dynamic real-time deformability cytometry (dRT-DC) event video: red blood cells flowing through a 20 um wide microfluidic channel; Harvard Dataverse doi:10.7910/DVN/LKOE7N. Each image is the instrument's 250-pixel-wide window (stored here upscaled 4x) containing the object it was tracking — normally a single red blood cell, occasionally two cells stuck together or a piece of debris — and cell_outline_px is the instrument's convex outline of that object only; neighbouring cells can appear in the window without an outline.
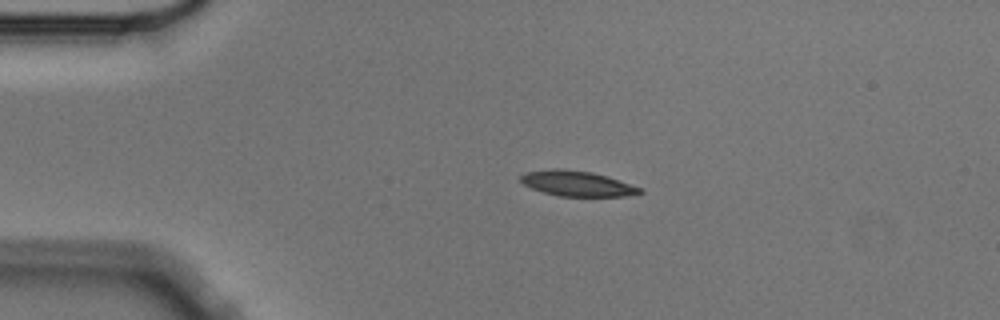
{"species": "Egyptian fruit bat (a non-hibernating species)", "species_latin": "Rousettus aegyptiacus", "temperature_condition": "cold", "stored_images_in_passage": 1, "camera_frame_rate_fps": 3000, "um_per_image_px": 0.085, "animal": {"sex": "male"}, "frame": {"image": 1, "passage_image": 1, "time_ms": 0.0, "image_size_px": [1000, 320], "cell_outline_px": [[644, 192], [624, 196], [560, 196], [544, 192], [532, 188], [524, 184], [520, 180], [520, 176], [524, 172], [552, 168], [564, 168], [592, 172], [608, 176], [644, 188]], "centroid_in_image_um": [49.08, 15.58], "position_along_channel_um": 35.9, "area_um2": 17.74}}